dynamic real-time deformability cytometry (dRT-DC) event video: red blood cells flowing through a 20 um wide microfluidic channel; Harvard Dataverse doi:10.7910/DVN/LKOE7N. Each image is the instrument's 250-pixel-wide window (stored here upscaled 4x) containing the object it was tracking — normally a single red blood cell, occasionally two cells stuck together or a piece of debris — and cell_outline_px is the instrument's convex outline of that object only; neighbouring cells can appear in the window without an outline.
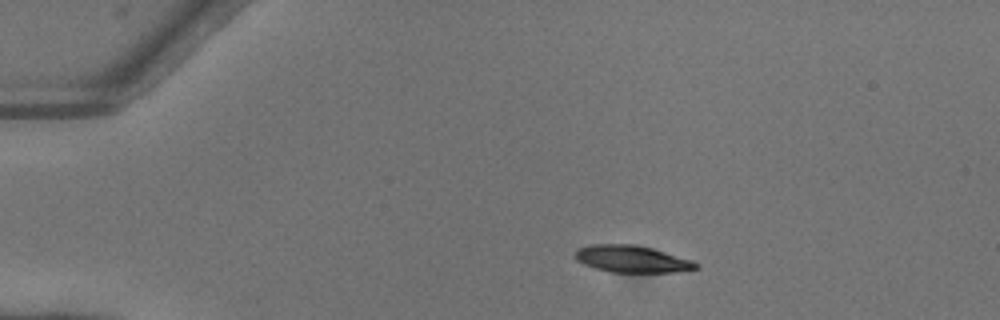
{"species": "common noctule bat (a hibernating species)", "species_latin": "Nyctalus noctula", "temperature_condition": "warm", "stored_images_in_passage": 42, "camera_frame_rate_fps": 3000, "um_per_image_px": 0.085, "animal": {"sex": "female"}, "frame": {"image": 1, "passage_image": 1, "time_ms": 0.0, "image_size_px": [1000, 320], "cell_outline_px": [[700, 268], [676, 272], [612, 272], [596, 268], [584, 264], [576, 260], [576, 248], [588, 244], [636, 244], [652, 248], [692, 260]], "centroid_in_image_um": [53.69, 22.0], "position_along_channel_um": 31.3, "area_um2": 18.96}}
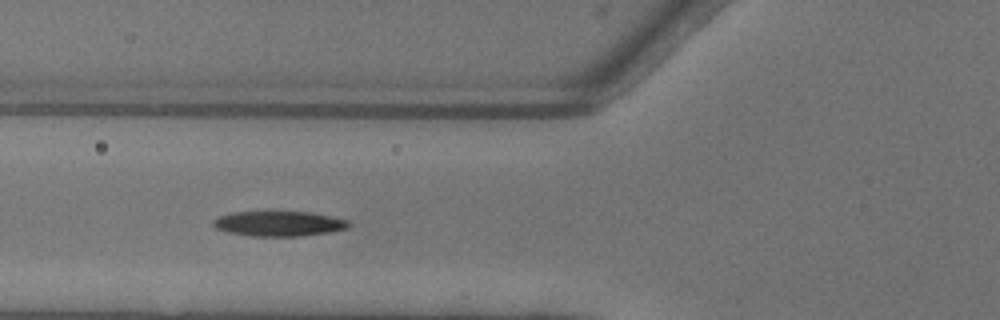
{"frame": {"image": 2, "passage_image": 11, "time_ms": 3.333, "image_size_px": [1000, 320], "cell_outline_px": [[352, 224], [348, 228], [328, 232], [300, 236], [252, 236], [228, 232], [216, 228], [212, 224], [212, 220], [220, 216], [232, 212], [312, 212], [332, 216], [348, 220]], "centroid_in_image_um": [23.73, 19.0], "position_along_channel_um": 102.1, "area_um2": 19.77}}
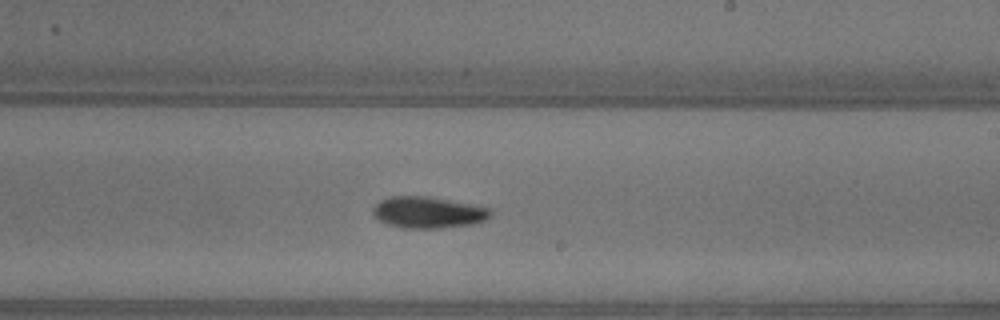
{"frame": {"image": 3, "passage_image": 22, "time_ms": 7.0, "image_size_px": [1000, 320], "cell_outline_px": [[492, 212], [484, 220], [468, 224], [440, 228], [412, 228], [388, 224], [380, 220], [372, 212], [372, 208], [380, 200], [388, 196], [428, 196], [484, 204], [492, 208]], "centroid_in_image_um": [36.46, 18.01], "position_along_channel_um": 252.5, "area_um2": 21.79}, "authors_computed_cell_mechanics": {"area_um2": 20.2011, "velocity_mm_per_s": 4.1022, "shape_relaxation_time_tau1_ms": 4.3384, "shape_relaxation_time_tau2_ms": null, "deformation_change_tau1": 0.1628, "deformation_change_tau2": null}}